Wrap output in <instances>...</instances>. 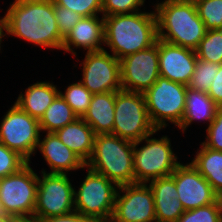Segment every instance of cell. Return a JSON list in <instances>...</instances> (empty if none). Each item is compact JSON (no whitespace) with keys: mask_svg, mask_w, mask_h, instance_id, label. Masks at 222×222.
<instances>
[{"mask_svg":"<svg viewBox=\"0 0 222 222\" xmlns=\"http://www.w3.org/2000/svg\"><path fill=\"white\" fill-rule=\"evenodd\" d=\"M7 36H14L45 49L61 50L53 0H15L6 10Z\"/></svg>","mask_w":222,"mask_h":222,"instance_id":"cell-1","label":"cell"},{"mask_svg":"<svg viewBox=\"0 0 222 222\" xmlns=\"http://www.w3.org/2000/svg\"><path fill=\"white\" fill-rule=\"evenodd\" d=\"M104 17V46L118 60L154 45L158 40L155 9Z\"/></svg>","mask_w":222,"mask_h":222,"instance_id":"cell-2","label":"cell"},{"mask_svg":"<svg viewBox=\"0 0 222 222\" xmlns=\"http://www.w3.org/2000/svg\"><path fill=\"white\" fill-rule=\"evenodd\" d=\"M157 17L158 39L195 50L207 29L195 3L161 0L153 6Z\"/></svg>","mask_w":222,"mask_h":222,"instance_id":"cell-3","label":"cell"},{"mask_svg":"<svg viewBox=\"0 0 222 222\" xmlns=\"http://www.w3.org/2000/svg\"><path fill=\"white\" fill-rule=\"evenodd\" d=\"M133 152L134 142L113 134H98L86 167L117 186L135 184Z\"/></svg>","mask_w":222,"mask_h":222,"instance_id":"cell-4","label":"cell"},{"mask_svg":"<svg viewBox=\"0 0 222 222\" xmlns=\"http://www.w3.org/2000/svg\"><path fill=\"white\" fill-rule=\"evenodd\" d=\"M160 130L149 134L140 141L134 142L133 168L135 183L147 184L151 180L170 176L181 164L178 156L172 150L170 138L163 135L153 137ZM153 137V138H152ZM142 146L138 147L140 144Z\"/></svg>","mask_w":222,"mask_h":222,"instance_id":"cell-5","label":"cell"},{"mask_svg":"<svg viewBox=\"0 0 222 222\" xmlns=\"http://www.w3.org/2000/svg\"><path fill=\"white\" fill-rule=\"evenodd\" d=\"M186 91V85L159 76L144 93L149 118L156 130L165 129L170 122L179 127L185 111Z\"/></svg>","mask_w":222,"mask_h":222,"instance_id":"cell-6","label":"cell"},{"mask_svg":"<svg viewBox=\"0 0 222 222\" xmlns=\"http://www.w3.org/2000/svg\"><path fill=\"white\" fill-rule=\"evenodd\" d=\"M86 169L84 180L78 190L74 189L75 211L98 222H109L118 186L104 175Z\"/></svg>","mask_w":222,"mask_h":222,"instance_id":"cell-7","label":"cell"},{"mask_svg":"<svg viewBox=\"0 0 222 222\" xmlns=\"http://www.w3.org/2000/svg\"><path fill=\"white\" fill-rule=\"evenodd\" d=\"M156 131L151 123L143 93L116 91L112 134L131 142L140 141Z\"/></svg>","mask_w":222,"mask_h":222,"instance_id":"cell-8","label":"cell"},{"mask_svg":"<svg viewBox=\"0 0 222 222\" xmlns=\"http://www.w3.org/2000/svg\"><path fill=\"white\" fill-rule=\"evenodd\" d=\"M28 162L18 172L0 179V204L6 216L34 215L38 173Z\"/></svg>","mask_w":222,"mask_h":222,"instance_id":"cell-9","label":"cell"},{"mask_svg":"<svg viewBox=\"0 0 222 222\" xmlns=\"http://www.w3.org/2000/svg\"><path fill=\"white\" fill-rule=\"evenodd\" d=\"M2 117L0 142L18 152L31 163L40 139L39 120L31 117L15 103Z\"/></svg>","mask_w":222,"mask_h":222,"instance_id":"cell-10","label":"cell"},{"mask_svg":"<svg viewBox=\"0 0 222 222\" xmlns=\"http://www.w3.org/2000/svg\"><path fill=\"white\" fill-rule=\"evenodd\" d=\"M74 189L68 174L38 175V189L34 216L40 221L75 211Z\"/></svg>","mask_w":222,"mask_h":222,"instance_id":"cell-11","label":"cell"},{"mask_svg":"<svg viewBox=\"0 0 222 222\" xmlns=\"http://www.w3.org/2000/svg\"><path fill=\"white\" fill-rule=\"evenodd\" d=\"M81 62L79 64L83 72L79 81L91 94L122 89L120 60L106 49L86 52Z\"/></svg>","mask_w":222,"mask_h":222,"instance_id":"cell-12","label":"cell"},{"mask_svg":"<svg viewBox=\"0 0 222 222\" xmlns=\"http://www.w3.org/2000/svg\"><path fill=\"white\" fill-rule=\"evenodd\" d=\"M109 222H156L154 195L148 184L118 186Z\"/></svg>","mask_w":222,"mask_h":222,"instance_id":"cell-13","label":"cell"},{"mask_svg":"<svg viewBox=\"0 0 222 222\" xmlns=\"http://www.w3.org/2000/svg\"><path fill=\"white\" fill-rule=\"evenodd\" d=\"M158 40L149 48L120 59L122 89L145 93L158 79Z\"/></svg>","mask_w":222,"mask_h":222,"instance_id":"cell-14","label":"cell"},{"mask_svg":"<svg viewBox=\"0 0 222 222\" xmlns=\"http://www.w3.org/2000/svg\"><path fill=\"white\" fill-rule=\"evenodd\" d=\"M174 178L178 199L184 210H192L215 203L217 194L209 182L189 163H181L171 174Z\"/></svg>","mask_w":222,"mask_h":222,"instance_id":"cell-15","label":"cell"},{"mask_svg":"<svg viewBox=\"0 0 222 222\" xmlns=\"http://www.w3.org/2000/svg\"><path fill=\"white\" fill-rule=\"evenodd\" d=\"M160 76L188 86L197 62L195 50L158 39Z\"/></svg>","mask_w":222,"mask_h":222,"instance_id":"cell-16","label":"cell"},{"mask_svg":"<svg viewBox=\"0 0 222 222\" xmlns=\"http://www.w3.org/2000/svg\"><path fill=\"white\" fill-rule=\"evenodd\" d=\"M84 49L86 52L99 51L104 47V17H82L63 39L61 50L77 56L75 49Z\"/></svg>","mask_w":222,"mask_h":222,"instance_id":"cell-17","label":"cell"},{"mask_svg":"<svg viewBox=\"0 0 222 222\" xmlns=\"http://www.w3.org/2000/svg\"><path fill=\"white\" fill-rule=\"evenodd\" d=\"M40 134L37 150L44 157L50 171L43 169L41 172L50 174H69L79 169H86V163L68 148L55 133H45L43 139Z\"/></svg>","mask_w":222,"mask_h":222,"instance_id":"cell-18","label":"cell"},{"mask_svg":"<svg viewBox=\"0 0 222 222\" xmlns=\"http://www.w3.org/2000/svg\"><path fill=\"white\" fill-rule=\"evenodd\" d=\"M154 195L156 222H176L184 213V207L177 198L174 178L170 175L147 183Z\"/></svg>","mask_w":222,"mask_h":222,"instance_id":"cell-19","label":"cell"},{"mask_svg":"<svg viewBox=\"0 0 222 222\" xmlns=\"http://www.w3.org/2000/svg\"><path fill=\"white\" fill-rule=\"evenodd\" d=\"M60 89L50 81H37L18 95L14 102L31 117L40 120L54 99L59 95Z\"/></svg>","mask_w":222,"mask_h":222,"instance_id":"cell-20","label":"cell"},{"mask_svg":"<svg viewBox=\"0 0 222 222\" xmlns=\"http://www.w3.org/2000/svg\"><path fill=\"white\" fill-rule=\"evenodd\" d=\"M116 91L93 94L89 108L81 117L95 135L112 134L115 118Z\"/></svg>","mask_w":222,"mask_h":222,"instance_id":"cell-21","label":"cell"},{"mask_svg":"<svg viewBox=\"0 0 222 222\" xmlns=\"http://www.w3.org/2000/svg\"><path fill=\"white\" fill-rule=\"evenodd\" d=\"M55 134L85 163L88 162L93 152L95 133L81 117L57 130Z\"/></svg>","mask_w":222,"mask_h":222,"instance_id":"cell-22","label":"cell"},{"mask_svg":"<svg viewBox=\"0 0 222 222\" xmlns=\"http://www.w3.org/2000/svg\"><path fill=\"white\" fill-rule=\"evenodd\" d=\"M186 104L182 122L178 129L184 134L187 128L194 121L207 124V127L214 120L215 114L219 106L210 98L208 93L200 92L187 87ZM206 121V122H205Z\"/></svg>","mask_w":222,"mask_h":222,"instance_id":"cell-23","label":"cell"},{"mask_svg":"<svg viewBox=\"0 0 222 222\" xmlns=\"http://www.w3.org/2000/svg\"><path fill=\"white\" fill-rule=\"evenodd\" d=\"M200 144L201 147L190 163L209 182L214 192L219 194L222 191V151Z\"/></svg>","mask_w":222,"mask_h":222,"instance_id":"cell-24","label":"cell"},{"mask_svg":"<svg viewBox=\"0 0 222 222\" xmlns=\"http://www.w3.org/2000/svg\"><path fill=\"white\" fill-rule=\"evenodd\" d=\"M77 118V114L59 94L39 120L41 133H55Z\"/></svg>","mask_w":222,"mask_h":222,"instance_id":"cell-25","label":"cell"},{"mask_svg":"<svg viewBox=\"0 0 222 222\" xmlns=\"http://www.w3.org/2000/svg\"><path fill=\"white\" fill-rule=\"evenodd\" d=\"M198 59L222 64V29H210L195 49Z\"/></svg>","mask_w":222,"mask_h":222,"instance_id":"cell-26","label":"cell"},{"mask_svg":"<svg viewBox=\"0 0 222 222\" xmlns=\"http://www.w3.org/2000/svg\"><path fill=\"white\" fill-rule=\"evenodd\" d=\"M59 94L78 117L85 114L93 97V94L80 81L68 85L64 93L60 90Z\"/></svg>","mask_w":222,"mask_h":222,"instance_id":"cell-27","label":"cell"},{"mask_svg":"<svg viewBox=\"0 0 222 222\" xmlns=\"http://www.w3.org/2000/svg\"><path fill=\"white\" fill-rule=\"evenodd\" d=\"M221 64L197 58L195 70L187 87L207 93Z\"/></svg>","mask_w":222,"mask_h":222,"instance_id":"cell-28","label":"cell"},{"mask_svg":"<svg viewBox=\"0 0 222 222\" xmlns=\"http://www.w3.org/2000/svg\"><path fill=\"white\" fill-rule=\"evenodd\" d=\"M195 5L207 30L222 29V0H198Z\"/></svg>","mask_w":222,"mask_h":222,"instance_id":"cell-29","label":"cell"},{"mask_svg":"<svg viewBox=\"0 0 222 222\" xmlns=\"http://www.w3.org/2000/svg\"><path fill=\"white\" fill-rule=\"evenodd\" d=\"M176 222H222V209L218 201L184 211Z\"/></svg>","mask_w":222,"mask_h":222,"instance_id":"cell-30","label":"cell"},{"mask_svg":"<svg viewBox=\"0 0 222 222\" xmlns=\"http://www.w3.org/2000/svg\"><path fill=\"white\" fill-rule=\"evenodd\" d=\"M28 161L0 142V179L18 172Z\"/></svg>","mask_w":222,"mask_h":222,"instance_id":"cell-31","label":"cell"},{"mask_svg":"<svg viewBox=\"0 0 222 222\" xmlns=\"http://www.w3.org/2000/svg\"><path fill=\"white\" fill-rule=\"evenodd\" d=\"M54 4L72 10L82 17L101 15L102 0H53Z\"/></svg>","mask_w":222,"mask_h":222,"instance_id":"cell-32","label":"cell"},{"mask_svg":"<svg viewBox=\"0 0 222 222\" xmlns=\"http://www.w3.org/2000/svg\"><path fill=\"white\" fill-rule=\"evenodd\" d=\"M145 0H102L103 16L129 14L141 11Z\"/></svg>","mask_w":222,"mask_h":222,"instance_id":"cell-33","label":"cell"},{"mask_svg":"<svg viewBox=\"0 0 222 222\" xmlns=\"http://www.w3.org/2000/svg\"><path fill=\"white\" fill-rule=\"evenodd\" d=\"M205 131L206 137L201 143L210 149L222 151V107L217 109L214 120Z\"/></svg>","mask_w":222,"mask_h":222,"instance_id":"cell-34","label":"cell"},{"mask_svg":"<svg viewBox=\"0 0 222 222\" xmlns=\"http://www.w3.org/2000/svg\"><path fill=\"white\" fill-rule=\"evenodd\" d=\"M54 11L58 30L61 36L65 38L82 16L57 4H54Z\"/></svg>","mask_w":222,"mask_h":222,"instance_id":"cell-35","label":"cell"},{"mask_svg":"<svg viewBox=\"0 0 222 222\" xmlns=\"http://www.w3.org/2000/svg\"><path fill=\"white\" fill-rule=\"evenodd\" d=\"M207 93L219 107H222V64Z\"/></svg>","mask_w":222,"mask_h":222,"instance_id":"cell-36","label":"cell"},{"mask_svg":"<svg viewBox=\"0 0 222 222\" xmlns=\"http://www.w3.org/2000/svg\"><path fill=\"white\" fill-rule=\"evenodd\" d=\"M42 222H98L96 219L84 216L79 212L73 211L63 216H54L43 220Z\"/></svg>","mask_w":222,"mask_h":222,"instance_id":"cell-37","label":"cell"},{"mask_svg":"<svg viewBox=\"0 0 222 222\" xmlns=\"http://www.w3.org/2000/svg\"><path fill=\"white\" fill-rule=\"evenodd\" d=\"M9 222H42L36 216H16L11 217L9 216Z\"/></svg>","mask_w":222,"mask_h":222,"instance_id":"cell-38","label":"cell"},{"mask_svg":"<svg viewBox=\"0 0 222 222\" xmlns=\"http://www.w3.org/2000/svg\"><path fill=\"white\" fill-rule=\"evenodd\" d=\"M7 36V30H6V17L5 15L0 18V53H1V43L3 41V38Z\"/></svg>","mask_w":222,"mask_h":222,"instance_id":"cell-39","label":"cell"},{"mask_svg":"<svg viewBox=\"0 0 222 222\" xmlns=\"http://www.w3.org/2000/svg\"><path fill=\"white\" fill-rule=\"evenodd\" d=\"M217 201L220 208L222 209V191L219 194H217Z\"/></svg>","mask_w":222,"mask_h":222,"instance_id":"cell-40","label":"cell"},{"mask_svg":"<svg viewBox=\"0 0 222 222\" xmlns=\"http://www.w3.org/2000/svg\"><path fill=\"white\" fill-rule=\"evenodd\" d=\"M0 222H9V216L0 217Z\"/></svg>","mask_w":222,"mask_h":222,"instance_id":"cell-41","label":"cell"},{"mask_svg":"<svg viewBox=\"0 0 222 222\" xmlns=\"http://www.w3.org/2000/svg\"><path fill=\"white\" fill-rule=\"evenodd\" d=\"M174 1L196 3L198 0H174Z\"/></svg>","mask_w":222,"mask_h":222,"instance_id":"cell-42","label":"cell"},{"mask_svg":"<svg viewBox=\"0 0 222 222\" xmlns=\"http://www.w3.org/2000/svg\"><path fill=\"white\" fill-rule=\"evenodd\" d=\"M4 216H6V215L4 214L1 204H0V217H4Z\"/></svg>","mask_w":222,"mask_h":222,"instance_id":"cell-43","label":"cell"}]
</instances>
